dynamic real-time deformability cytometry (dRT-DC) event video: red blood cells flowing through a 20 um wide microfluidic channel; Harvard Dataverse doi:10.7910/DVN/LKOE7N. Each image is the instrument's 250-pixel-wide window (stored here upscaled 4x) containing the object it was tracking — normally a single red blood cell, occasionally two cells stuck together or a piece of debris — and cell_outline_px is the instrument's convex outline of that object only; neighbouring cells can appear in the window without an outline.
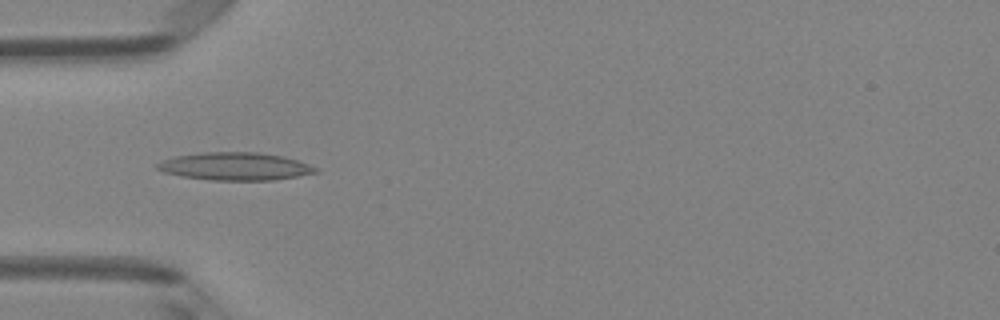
{"species": "Egyptian fruit bat (a non-hibernating species)", "species_latin": "Rousettus aegyptiacus", "temperature_condition": "room temperature", "stored_images_in_passage": 5, "camera_frame_rate_fps": 3000, "um_per_image_px": 0.085, "animal": {"sex": "female"}, "frame": {"image": 1, "passage_image": 4, "time_ms": 4.333, "image_size_px": [1000, 320], "cell_outline_px": [[320, 172], [272, 180], [212, 180], [184, 176], [164, 172], [156, 168], [156, 164], [164, 160], [176, 156], [200, 152], [256, 152], [284, 156], [320, 168]], "centroid_in_image_um": [20.02, 14.13], "position_along_channel_um": 65.0, "area_um2": 25.49}}
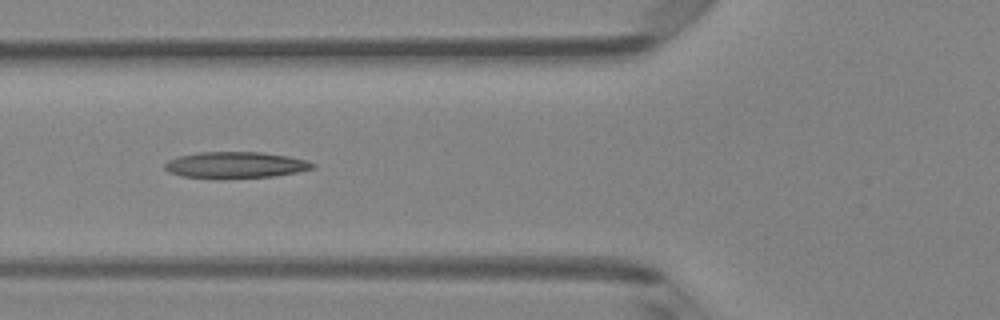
{"frame": {"image": 2, "passage_image": 5, "time_ms": 5.333, "image_size_px": [1000, 320], "cell_outline_px": [[316, 168], [296, 172], [272, 176], [184, 176], [168, 172], [164, 168], [164, 164], [168, 160], [180, 156], [200, 152], [260, 152], [288, 156], [308, 160], [316, 164]], "centroid_in_image_um": [20.07, 13.98], "position_along_channel_um": 105.7, "area_um2": 21.79}}